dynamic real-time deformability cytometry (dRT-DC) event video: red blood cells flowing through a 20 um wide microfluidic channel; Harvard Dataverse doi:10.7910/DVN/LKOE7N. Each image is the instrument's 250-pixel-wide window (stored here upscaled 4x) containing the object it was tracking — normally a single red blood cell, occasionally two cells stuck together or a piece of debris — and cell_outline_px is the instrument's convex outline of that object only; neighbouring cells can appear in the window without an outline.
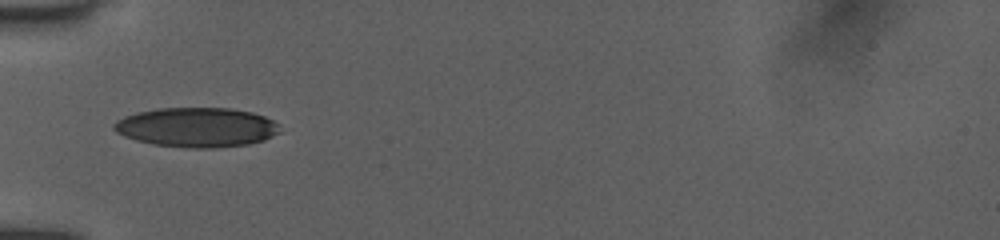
{"species": "human", "species_latin": "Homo sapiens", "temperature_condition": "room temperature", "stored_images_in_passage": 47, "camera_frame_rate_fps": 3000, "um_per_image_px": 0.085, "donor": {"sex": "female"}, "frame": {"image": 1, "passage_image": 1, "time_ms": 0.0, "image_size_px": [1000, 240], "cell_outline_px": [[280, 132], [264, 140], [248, 144], [216, 148], [188, 148], [152, 144], [136, 140], [124, 136], [116, 132], [112, 128], [112, 124], [116, 120], [124, 116], [136, 112], [156, 108], [228, 108], [252, 112], [264, 116], [272, 120], [276, 124]], "centroid_in_image_um": [16.67, 10.82], "position_along_channel_um": 68.3, "area_um2": 38.38}}
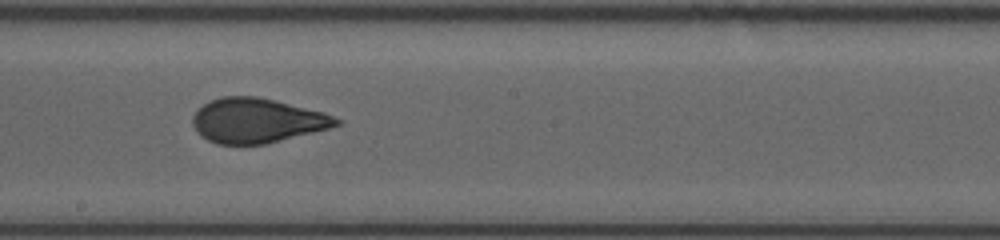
{"frame": {"image": 2, "passage_image": 23, "time_ms": 4.0, "image_size_px": [1000, 240], "cell_outline_px": [[344, 120], [340, 124], [328, 128], [264, 144], [216, 144], [200, 136], [196, 132], [192, 124], [192, 116], [208, 100], [224, 96], [256, 96], [324, 112]], "centroid_in_image_um": [21.81, 10.24], "position_along_channel_um": 226.4, "area_um2": 37.17}}
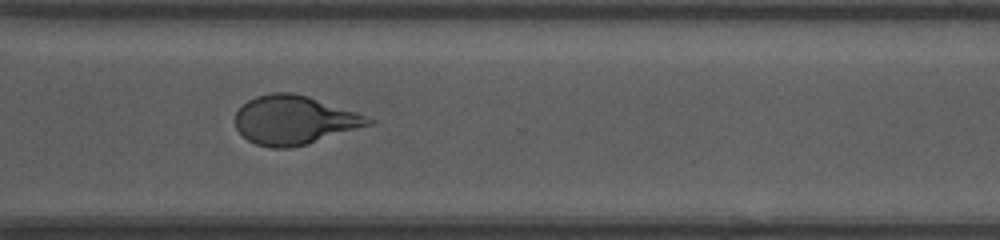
{"frame": {"image": 3, "passage_image": 46, "time_ms": 7.0, "image_size_px": [1000, 240], "cell_outline_px": [[372, 124], [308, 144], [288, 148], [272, 148], [256, 144], [248, 140], [236, 128], [236, 112], [248, 100], [256, 96], [272, 92], [292, 92], [308, 96], [356, 112], [372, 120]], "centroid_in_image_um": [24.98, 10.2], "position_along_channel_um": 345.6, "area_um2": 37.51}}